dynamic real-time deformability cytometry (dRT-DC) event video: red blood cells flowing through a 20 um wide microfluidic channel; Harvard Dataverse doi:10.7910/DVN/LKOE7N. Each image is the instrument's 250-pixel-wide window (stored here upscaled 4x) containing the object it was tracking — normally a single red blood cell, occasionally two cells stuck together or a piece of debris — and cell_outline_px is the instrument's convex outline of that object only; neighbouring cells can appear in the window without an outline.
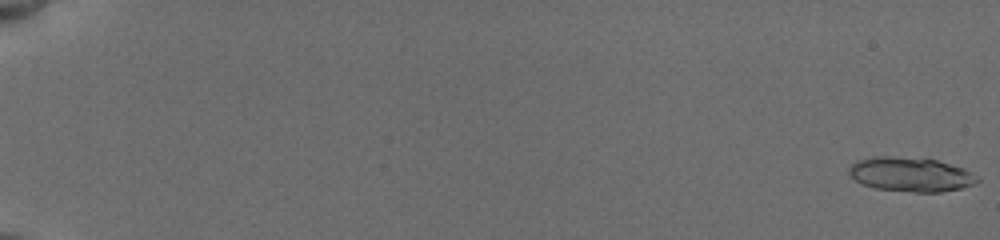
{"species": "common noctule bat (a hibernating species)", "species_latin": "Nyctalus noctula", "temperature_condition": "cold", "stored_images_in_passage": 56, "segment_of_instrument_passage": [1, 2], "camera_frame_rate_fps": 3000, "um_per_image_px": 0.085, "animal": {"sex": "female", "body_mass_g": 19.5, "forearm_length_mm": 54.1}, "frame": {"image": 1, "passage_image": 1, "time_ms": 0.0, "image_size_px": [1000, 240], "cell_outline_px": [[980, 180], [976, 184], [960, 188], [940, 192], [916, 192], [872, 188], [856, 180], [848, 172], [848, 168], [856, 160], [872, 156], [892, 156], [936, 160], [964, 168]], "centroid_in_image_um": [77.38, 14.82], "position_along_channel_um": 7.6, "area_um2": 25.55}}
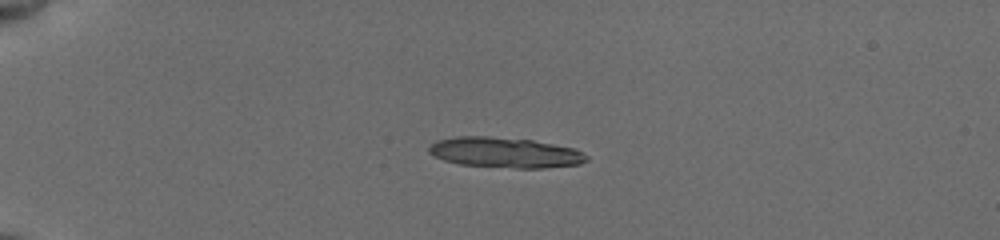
{"frame": {"image": 2, "passage_image": 21, "time_ms": 5.0, "image_size_px": [1000, 240], "cell_outline_px": [[588, 160], [580, 164], [544, 168], [516, 168], [460, 164], [444, 160], [428, 152], [428, 148], [436, 140], [456, 136], [488, 136], [532, 140], [576, 148], [588, 156]], "centroid_in_image_um": [42.95, 12.96], "position_along_channel_um": 42.0, "area_um2": 27.92}}